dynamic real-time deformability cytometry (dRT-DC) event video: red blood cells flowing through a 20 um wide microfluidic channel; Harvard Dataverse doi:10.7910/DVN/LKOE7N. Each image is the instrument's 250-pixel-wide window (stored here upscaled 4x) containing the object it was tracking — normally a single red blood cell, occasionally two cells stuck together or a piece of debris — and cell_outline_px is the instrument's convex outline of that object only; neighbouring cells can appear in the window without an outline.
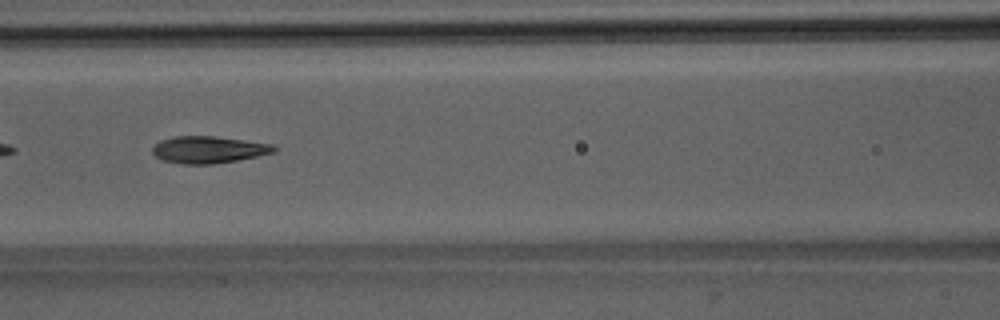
{"species": "Egyptian fruit bat (a non-hibernating species)", "species_latin": "Rousettus aegyptiacus", "temperature_condition": "room temperature", "stored_images_in_passage": 7, "camera_frame_rate_fps": 3000, "um_per_image_px": 0.085, "animal": {"sex": "male"}, "frame": {"image": 1, "passage_image": 6, "time_ms": 5.667, "image_size_px": [1000, 320], "cell_outline_px": [[276, 148], [272, 152], [256, 156], [236, 160], [212, 164], [184, 164], [160, 160], [152, 152], [152, 148], [160, 140], [172, 136], [212, 136], [244, 140], [272, 144]], "centroid_in_image_um": [17.65, 12.72], "position_along_channel_um": 148.9, "area_um2": 18.9}}